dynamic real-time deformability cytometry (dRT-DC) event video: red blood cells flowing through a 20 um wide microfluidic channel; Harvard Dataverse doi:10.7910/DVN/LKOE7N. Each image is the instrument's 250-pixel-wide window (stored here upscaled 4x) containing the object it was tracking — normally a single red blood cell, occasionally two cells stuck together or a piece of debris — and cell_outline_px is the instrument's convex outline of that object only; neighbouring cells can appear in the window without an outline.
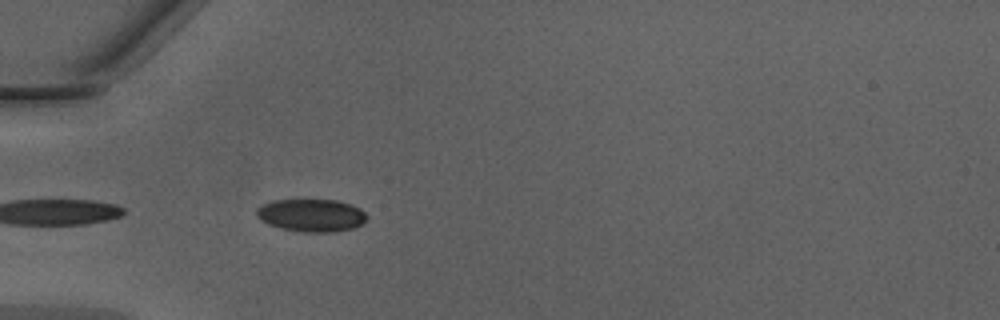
{"species": "Egyptian fruit bat (a non-hibernating species)", "species_latin": "Rousettus aegyptiacus", "temperature_condition": "warm", "stored_images_in_passage": 35, "camera_frame_rate_fps": 3000, "um_per_image_px": 0.085, "animal": {"sex": "male"}, "frame": {"image": 1, "passage_image": 2, "time_ms": 0.333, "image_size_px": [1000, 320], "cell_outline_px": [[368, 220], [352, 228], [332, 232], [304, 232], [280, 228], [268, 224], [260, 220], [256, 216], [256, 208], [260, 204], [272, 200], [336, 200], [360, 208], [368, 216]], "centroid_in_image_um": [26.43, 18.3], "position_along_channel_um": 58.6, "area_um2": 21.1}}
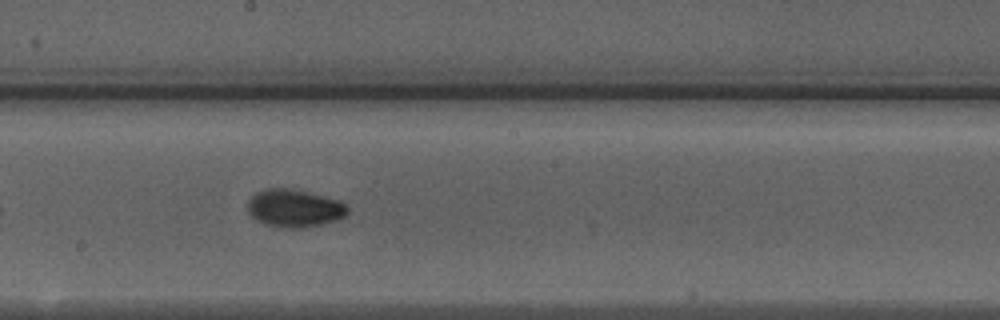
{"frame": {"image": 2, "passage_image": 14, "time_ms": 4.333, "image_size_px": [1000, 320], "cell_outline_px": [[348, 212], [344, 216], [336, 220], [320, 224], [300, 228], [284, 228], [264, 224], [256, 220], [248, 212], [248, 200], [256, 192], [264, 188], [292, 188], [340, 200], [348, 204]], "centroid_in_image_um": [25.02, 17.69], "position_along_channel_um": 223.2, "area_um2": 22.14}}
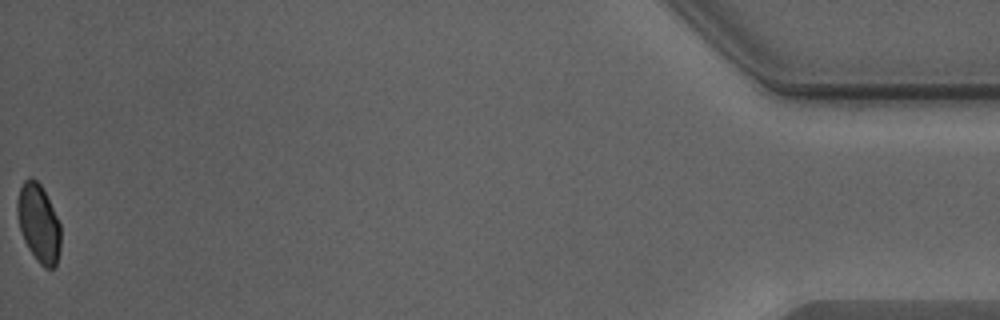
{"frame": {"image": 3, "passage_image": 35, "time_ms": 11.333, "image_size_px": [1000, 320], "cell_outline_px": [[60, 248], [56, 264], [52, 268], [44, 268], [36, 260], [28, 248], [24, 240], [20, 228], [16, 212], [16, 200], [20, 188], [24, 180], [28, 176], [32, 176], [40, 184], [60, 224]], "centroid_in_image_um": [3.26, 18.96], "position_along_channel_um": 431.9, "area_um2": 19.65}, "authors_computed_cell_mechanics": {"area_um2": 20.8658, "velocity_mm_per_s": 4.3103, "shape_relaxation_time_tau1_ms": 3.5856, "shape_relaxation_time_tau2_ms": 0.959, "deformation_change_tau1": 0.0977, "deformation_change_tau2": 0.0477}}